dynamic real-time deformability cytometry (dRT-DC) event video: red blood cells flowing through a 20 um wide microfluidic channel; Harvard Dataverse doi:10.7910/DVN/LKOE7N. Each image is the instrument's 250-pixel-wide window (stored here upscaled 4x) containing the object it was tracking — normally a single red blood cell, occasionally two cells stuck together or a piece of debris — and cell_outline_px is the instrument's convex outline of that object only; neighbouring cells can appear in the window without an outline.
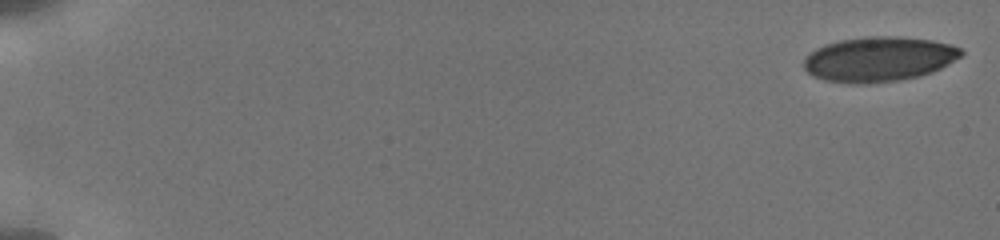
{"species": "human", "species_latin": "Homo sapiens", "temperature_condition": "cold", "stored_images_in_passage": 33, "camera_frame_rate_fps": 3000, "um_per_image_px": 0.085, "donor": {"sex": "male"}, "frame": {"image": 1, "passage_image": 1, "time_ms": 0.0, "image_size_px": [1000, 240], "cell_outline_px": [[964, 52], [960, 56], [948, 64], [932, 72], [900, 80], [864, 84], [860, 84], [824, 80], [812, 76], [804, 68], [804, 56], [816, 48], [824, 44], [840, 40], [864, 36], [900, 36], [932, 40], [952, 44], [960, 48]], "centroid_in_image_um": [74.68, 5.01], "position_along_channel_um": 10.3, "area_um2": 41.27}}
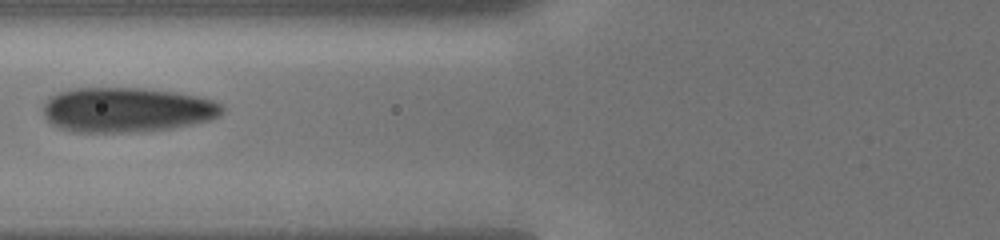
{"frame": {"image": 2, "passage_image": 30, "time_ms": 7.667, "image_size_px": [1000, 240], "cell_outline_px": [[224, 112], [220, 116], [212, 120], [172, 128], [136, 132], [72, 132], [60, 128], [52, 124], [44, 116], [44, 104], [52, 96], [60, 92], [72, 88], [144, 88], [176, 92], [196, 96], [212, 100], [224, 104]], "centroid_in_image_um": [10.82, 9.34], "position_along_channel_um": 115.0, "area_um2": 46.93}}
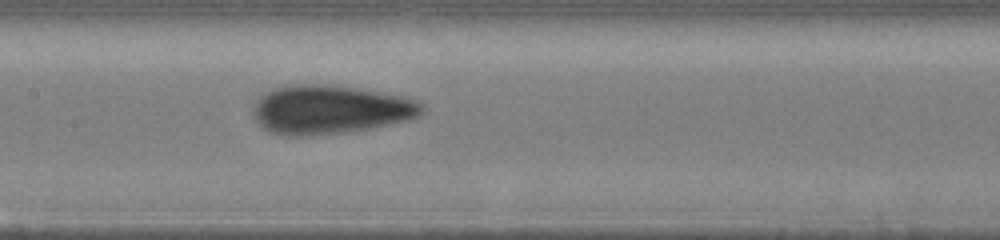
{"frame": {"image": 3, "passage_image": 33, "time_ms": 9.333, "image_size_px": [1000, 240], "cell_outline_px": [[424, 112], [420, 116], [408, 120], [372, 128], [344, 132], [304, 136], [288, 136], [272, 132], [264, 128], [256, 120], [256, 100], [260, 96], [272, 88], [292, 84], [324, 84], [356, 88], [400, 96], [416, 100], [424, 104]], "centroid_in_image_um": [28.09, 9.31], "position_along_channel_um": 179.3, "area_um2": 47.69}}